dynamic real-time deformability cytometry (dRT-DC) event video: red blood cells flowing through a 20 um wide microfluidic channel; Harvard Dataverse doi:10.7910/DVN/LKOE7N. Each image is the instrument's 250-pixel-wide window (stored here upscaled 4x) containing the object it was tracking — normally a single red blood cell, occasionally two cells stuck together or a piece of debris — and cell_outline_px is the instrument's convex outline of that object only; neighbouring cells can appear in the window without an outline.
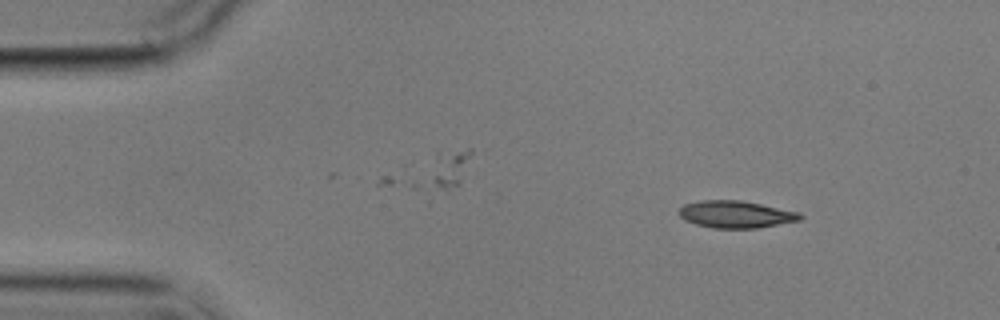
{"species": "common noctule bat (a hibernating species)", "species_latin": "Nyctalus noctula", "temperature_condition": "cold", "stored_images_in_passage": 5, "camera_frame_rate_fps": 3000, "um_per_image_px": 0.085, "animal": {"sex": "male", "body_mass_g": 17.9}, "frame": {"image": 1, "passage_image": 1, "time_ms": 0.0, "image_size_px": [1000, 320], "cell_outline_px": [[804, 216], [800, 220], [756, 228], [712, 228], [696, 224], [684, 220], [680, 216], [680, 208], [684, 204], [700, 200], [740, 200], [800, 212]], "centroid_in_image_um": [62.54, 18.21], "position_along_channel_um": 22.5, "area_um2": 19.07}}
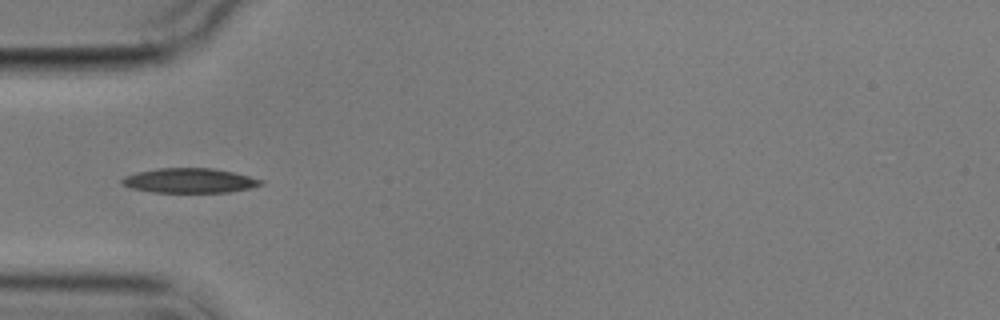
{"frame": {"image": 2, "passage_image": 4, "time_ms": 3.333, "image_size_px": [1000, 320], "cell_outline_px": [[264, 184], [248, 188], [228, 192], [152, 192], [132, 188], [120, 184], [120, 180], [124, 176], [136, 172], [160, 168], [212, 168], [232, 172], [264, 180]], "centroid_in_image_um": [16.07, 15.35], "position_along_channel_um": 68.9, "area_um2": 19.88}}
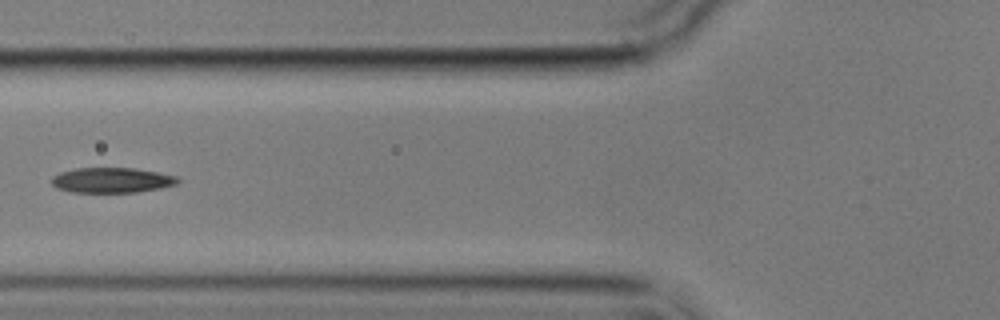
{"frame": {"image": 3, "passage_image": 5, "time_ms": 4.667, "image_size_px": [1000, 320], "cell_outline_px": [[180, 180], [176, 184], [160, 188], [136, 192], [72, 192], [56, 188], [52, 184], [52, 176], [60, 172], [76, 168], [136, 168], [176, 176]], "centroid_in_image_um": [9.48, 15.31], "position_along_channel_um": 116.3, "area_um2": 18.44}}